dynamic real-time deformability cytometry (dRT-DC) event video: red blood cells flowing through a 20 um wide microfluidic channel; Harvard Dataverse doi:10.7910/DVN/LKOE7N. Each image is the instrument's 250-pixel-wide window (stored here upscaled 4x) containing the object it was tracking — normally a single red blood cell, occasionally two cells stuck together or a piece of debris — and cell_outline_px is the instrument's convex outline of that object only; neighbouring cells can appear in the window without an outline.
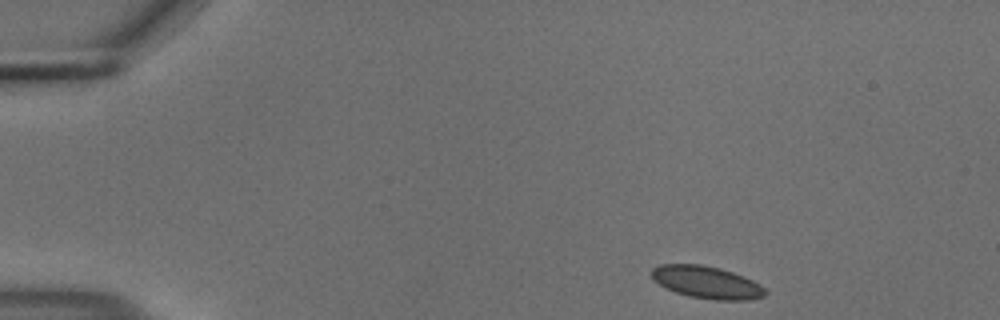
{"species": "common noctule bat (a hibernating species)", "species_latin": "Nyctalus noctula", "temperature_condition": "cold", "stored_images_in_passage": 48, "camera_frame_rate_fps": 3000, "um_per_image_px": 0.085, "animal": {"sex": "male", "body_mass_g": 18.8}, "frame": {"image": 1, "passage_image": 1, "time_ms": 0.0, "image_size_px": [1000, 320], "cell_outline_px": [[768, 292], [764, 296], [748, 300], [716, 300], [688, 296], [664, 288], [652, 280], [652, 268], [660, 264], [700, 264], [720, 268], [744, 276], [760, 284]], "centroid_in_image_um": [60.05, 23.99], "position_along_channel_um": 24.9, "area_um2": 21.56}}
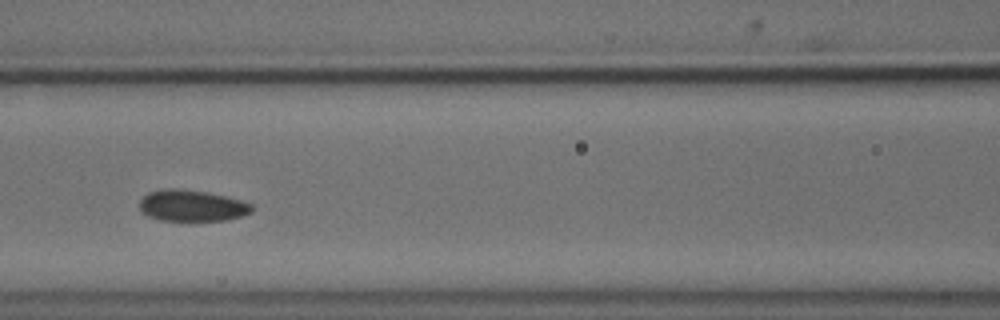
{"frame": {"image": 2, "passage_image": 18, "time_ms": 5.667, "image_size_px": [1000, 320], "cell_outline_px": [[252, 212], [240, 216], [224, 220], [160, 220], [148, 216], [140, 212], [140, 200], [148, 192], [160, 188], [176, 188], [208, 192], [240, 200], [252, 204]], "centroid_in_image_um": [16.26, 17.46], "position_along_channel_um": 150.3, "area_um2": 20.46}}
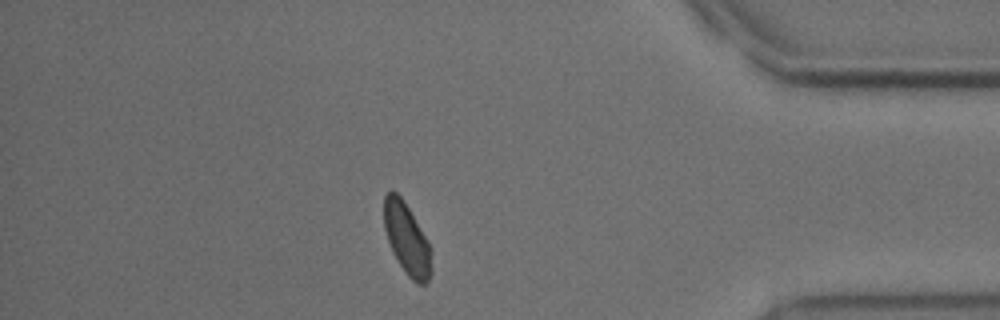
{"frame": {"image": 3, "passage_image": 41, "time_ms": 13.333, "image_size_px": [1000, 320], "cell_outline_px": [[432, 272], [428, 280], [424, 284], [416, 284], [408, 276], [392, 252], [384, 228], [384, 196], [392, 188], [404, 200], [432, 248]], "centroid_in_image_um": [34.6, 20.31], "position_along_channel_um": 400.6, "area_um2": 19.88}, "authors_computed_cell_mechanics": {"area_um2": 20.4901, "velocity_mm_per_s": 3.6686, "shape_relaxation_time_tau1_ms": 2.9902, "shape_relaxation_time_tau2_ms": 1.2629, "deformation_change_tau1": 0.0773, "deformation_change_tau2": 0.0432}}